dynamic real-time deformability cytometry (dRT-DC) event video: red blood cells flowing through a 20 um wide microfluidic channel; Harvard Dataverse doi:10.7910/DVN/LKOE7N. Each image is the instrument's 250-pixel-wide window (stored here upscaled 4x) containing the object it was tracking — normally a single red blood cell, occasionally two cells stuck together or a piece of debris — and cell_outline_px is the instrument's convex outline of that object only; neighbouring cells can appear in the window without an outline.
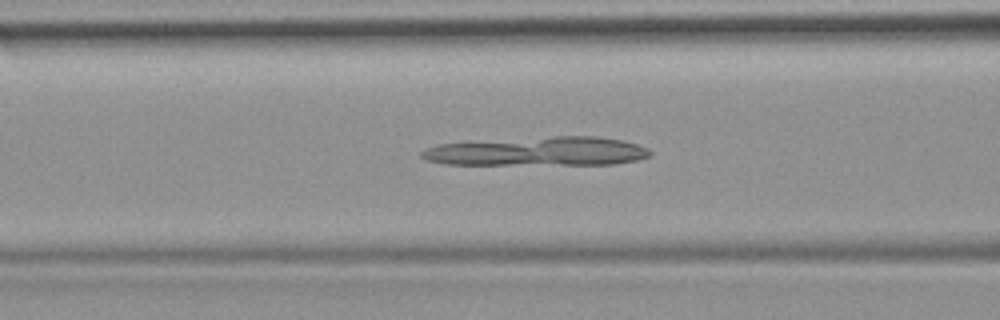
{"species": "common noctule bat (a hibernating species)", "species_latin": "Nyctalus noctula", "temperature_condition": "room temperature", "stored_images_in_passage": 50, "camera_frame_rate_fps": 3000, "um_per_image_px": 0.085, "animal": {"sex": "female", "body_mass_g": 19.9}, "frame": {"image": 1, "passage_image": 20, "time_ms": 6.333, "image_size_px": [1000, 320], "cell_outline_px": [[652, 156], [636, 160], [616, 164], [444, 164], [428, 160], [420, 156], [420, 152], [424, 148], [436, 144], [468, 140], [556, 136], [596, 136], [624, 140], [648, 148], [652, 152]], "centroid_in_image_um": [45.66, 12.85], "position_along_channel_um": 120.9, "area_um2": 39.25}}
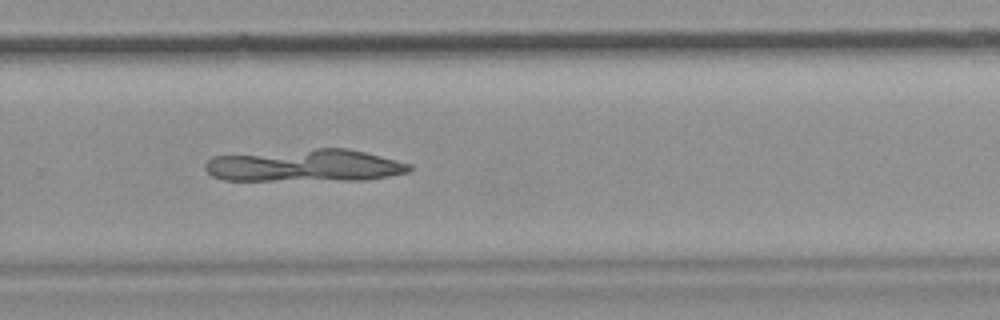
{"frame": {"image": 2, "passage_image": 34, "time_ms": 11.0, "image_size_px": [1000, 320], "cell_outline_px": [[412, 168], [408, 172], [368, 180], [224, 180], [212, 176], [204, 168], [204, 164], [212, 156], [316, 148], [348, 148], [412, 164]], "centroid_in_image_um": [25.92, 14.07], "position_along_channel_um": 303.9, "area_um2": 38.61}}
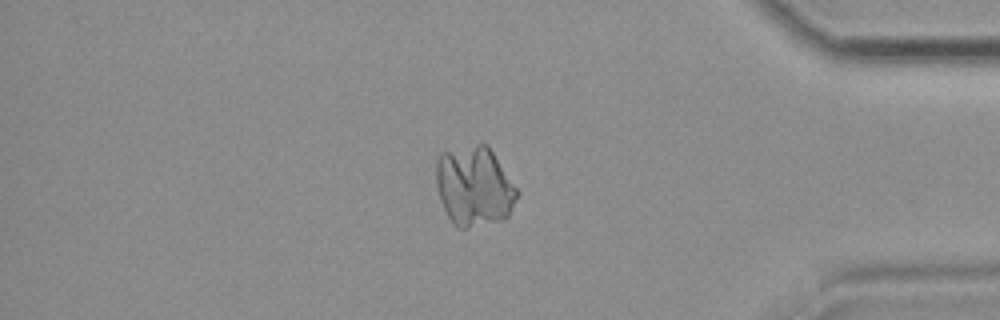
{"frame": {"image": 3, "passage_image": 43, "time_ms": 14.0, "image_size_px": [1000, 320], "cell_outline_px": [[520, 192], [508, 216], [504, 220], [468, 228], [456, 228], [452, 224], [440, 200], [436, 184], [436, 160], [440, 152], [476, 144], [488, 144]], "centroid_in_image_um": [40.31, 15.84], "position_along_channel_um": 394.9, "area_um2": 38.15}}